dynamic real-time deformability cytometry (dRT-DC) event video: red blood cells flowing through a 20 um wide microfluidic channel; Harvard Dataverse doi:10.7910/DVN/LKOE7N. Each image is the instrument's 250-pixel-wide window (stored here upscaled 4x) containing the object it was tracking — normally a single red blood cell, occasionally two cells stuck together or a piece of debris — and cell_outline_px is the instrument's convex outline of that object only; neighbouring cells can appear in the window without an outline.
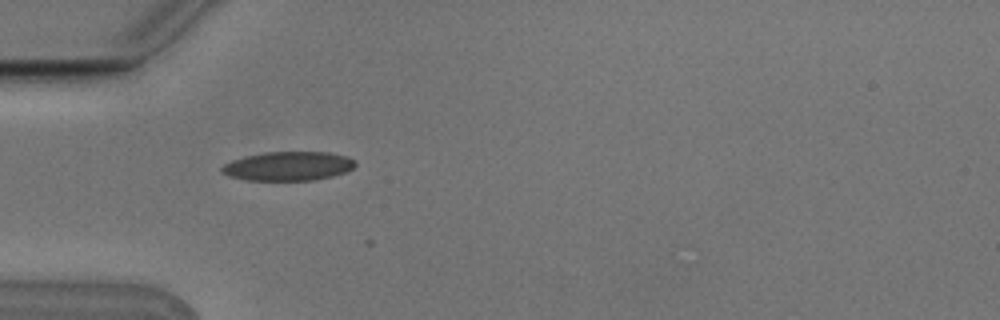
{"species": "Egyptian fruit bat (a non-hibernating species)", "species_latin": "Rousettus aegyptiacus", "temperature_condition": "cold", "stored_images_in_passage": 2, "camera_frame_rate_fps": 3000, "um_per_image_px": 0.085, "animal": {"sex": "male"}, "frame": {"image": 1, "passage_image": 1, "time_ms": 0.0, "image_size_px": [1000, 320], "cell_outline_px": [[356, 164], [352, 168], [344, 172], [332, 176], [312, 180], [248, 180], [228, 176], [220, 172], [220, 168], [224, 164], [232, 160], [264, 152], [328, 152], [348, 156], [356, 160]], "centroid_in_image_um": [24.5, 14.11], "position_along_channel_um": 60.5, "area_um2": 22.54}}